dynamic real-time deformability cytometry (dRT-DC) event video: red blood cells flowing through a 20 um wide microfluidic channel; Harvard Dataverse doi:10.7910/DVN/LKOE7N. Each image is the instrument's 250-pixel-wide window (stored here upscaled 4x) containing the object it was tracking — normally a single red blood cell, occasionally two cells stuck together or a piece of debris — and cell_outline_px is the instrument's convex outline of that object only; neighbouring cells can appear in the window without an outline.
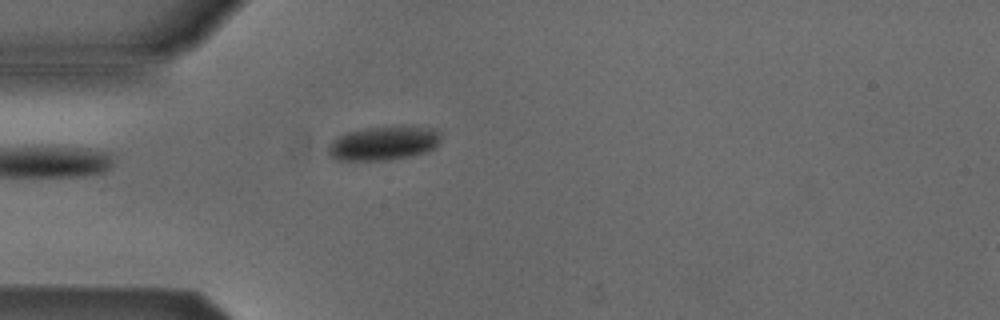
{"species": "Egyptian fruit bat (a non-hibernating species)", "species_latin": "Rousettus aegyptiacus", "temperature_condition": "cold", "stored_images_in_passage": 2, "camera_frame_rate_fps": 3000, "um_per_image_px": 0.085, "animal": {"sex": "male"}, "frame": {"image": 1, "passage_image": 2, "time_ms": 2.0, "image_size_px": [1000, 320], "cell_outline_px": [[440, 140], [432, 148], [424, 152], [408, 156], [388, 160], [336, 160], [328, 152], [328, 144], [336, 136], [348, 132], [364, 128], [400, 124], [412, 124], [436, 128], [440, 132]], "centroid_in_image_um": [32.62, 12.12], "position_along_channel_um": 52.4, "area_um2": 22.89}}